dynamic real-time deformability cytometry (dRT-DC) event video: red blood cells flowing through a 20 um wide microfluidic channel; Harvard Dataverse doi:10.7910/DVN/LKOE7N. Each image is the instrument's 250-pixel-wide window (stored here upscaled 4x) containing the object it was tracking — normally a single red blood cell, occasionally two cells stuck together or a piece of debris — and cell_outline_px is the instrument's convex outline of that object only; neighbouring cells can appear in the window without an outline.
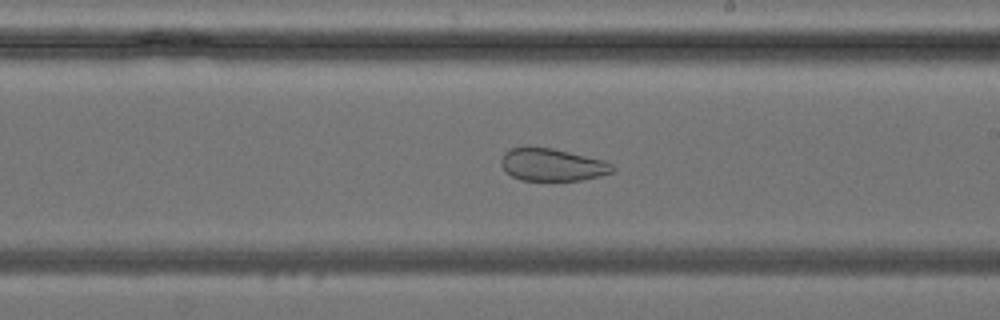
{"species": "common noctule bat (a hibernating species)", "species_latin": "Nyctalus noctula", "temperature_condition": "cold", "stored_images_in_passage": 39, "camera_frame_rate_fps": 3000, "um_per_image_px": 0.085, "animal": {"sex": "female", "body_mass_g": 24.6, "forearm_length_mm": 56.2}, "frame": {"image": 1, "passage_image": 23, "time_ms": 7.333, "image_size_px": [1000, 320], "cell_outline_px": [[616, 168], [612, 172], [600, 176], [580, 180], [520, 180], [512, 176], [500, 164], [500, 160], [504, 152], [512, 148], [552, 148], [600, 160], [612, 164]], "centroid_in_image_um": [46.92, 14.02], "position_along_channel_um": 242.1, "area_um2": 20.58}}